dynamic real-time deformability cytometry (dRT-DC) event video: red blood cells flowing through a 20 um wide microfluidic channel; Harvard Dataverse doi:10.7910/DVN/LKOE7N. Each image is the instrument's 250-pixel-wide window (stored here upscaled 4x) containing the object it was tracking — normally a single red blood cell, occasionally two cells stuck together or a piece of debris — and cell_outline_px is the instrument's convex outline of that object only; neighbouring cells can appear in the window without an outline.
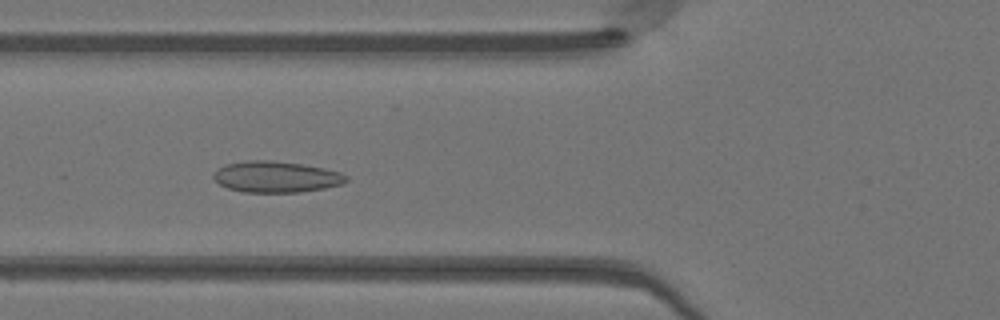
{"species": "Egyptian fruit bat (a non-hibernating species)", "species_latin": "Rousettus aegyptiacus", "temperature_condition": "warm", "stored_images_in_passage": 44, "camera_frame_rate_fps": 3000, "um_per_image_px": 0.085, "animal": {"sex": "female"}, "frame": {"image": 1, "passage_image": 12, "time_ms": 3.667, "image_size_px": [1000, 320], "cell_outline_px": [[348, 180], [340, 184], [324, 188], [300, 192], [244, 192], [228, 188], [220, 184], [212, 176], [216, 168], [224, 164], [248, 160], [272, 160], [300, 164], [324, 168], [340, 172], [348, 176]], "centroid_in_image_um": [23.44, 15.02], "position_along_channel_um": 102.4, "area_um2": 24.1}}
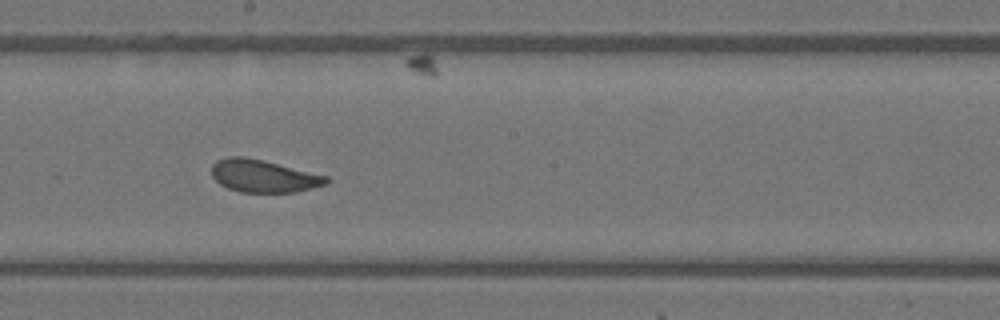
{"frame": {"image": 2, "passage_image": 21, "time_ms": 6.667, "image_size_px": [1000, 320], "cell_outline_px": [[328, 184], [296, 192], [240, 192], [228, 188], [220, 184], [212, 176], [212, 164], [216, 160], [228, 156], [244, 156], [264, 160], [328, 176]], "centroid_in_image_um": [22.39, 14.95], "position_along_channel_um": 225.8, "area_um2": 21.85}}
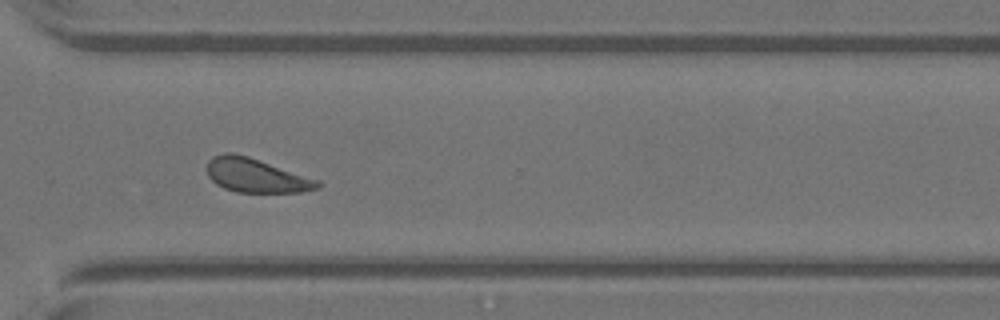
{"frame": {"image": 3, "passage_image": 30, "time_ms": 9.667, "image_size_px": [1000, 320], "cell_outline_px": [[324, 184], [320, 188], [300, 192], [236, 192], [224, 188], [216, 184], [208, 176], [204, 168], [208, 160], [212, 156], [224, 152], [232, 152], [248, 156], [320, 180]], "centroid_in_image_um": [21.75, 14.9], "position_along_channel_um": 348.9, "area_um2": 22.31}, "authors_computed_cell_mechanics": {"area_um2": 22.4553, "velocity_mm_per_s": 4.1095, "shape_relaxation_time_tau1_ms": 4.7557, "shape_relaxation_time_tau2_ms": 1.8529, "deformation_change_tau1": 0.1116, "deformation_change_tau2": 0.0826}}